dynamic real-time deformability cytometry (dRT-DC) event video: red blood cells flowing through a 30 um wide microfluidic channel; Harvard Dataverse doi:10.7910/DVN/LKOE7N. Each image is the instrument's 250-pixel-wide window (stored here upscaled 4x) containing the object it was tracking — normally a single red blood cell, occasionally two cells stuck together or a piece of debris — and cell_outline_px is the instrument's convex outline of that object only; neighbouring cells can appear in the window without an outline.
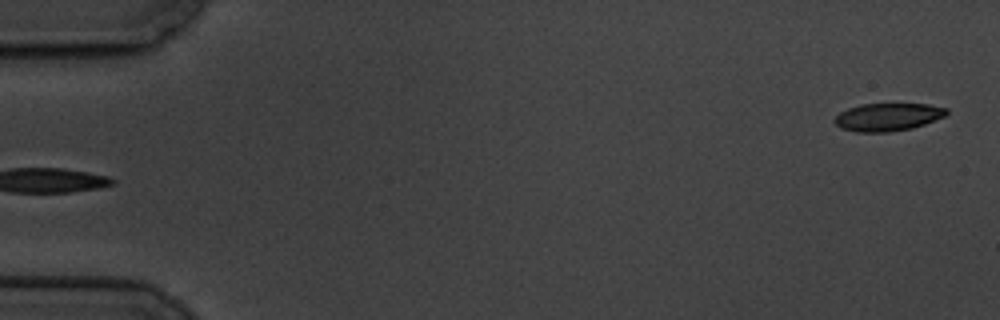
{"species": "common noctule bat (a hibernating species)", "species_latin": "Nyctalus noctula", "temperature_condition": "cold", "stored_images_in_passage": 6, "segment_of_instrument_passage": [2, 2], "camera_frame_rate_fps": 3000, "um_per_image_px": 0.085, "animal": {"sex": "male", "body_mass_g": 19.5, "forearm_length_mm": 54.6}, "frame": {"image": 1, "passage_image": 6, "time_ms": 6.667, "image_size_px": [1000, 320], "cell_outline_px": [[948, 112], [944, 116], [924, 124], [912, 128], [888, 132], [856, 132], [840, 128], [832, 120], [840, 112], [848, 108], [860, 104], [928, 104], [948, 108]], "centroid_in_image_um": [75.43, 9.94], "position_along_channel_um": 9.6, "area_um2": 18.15}}